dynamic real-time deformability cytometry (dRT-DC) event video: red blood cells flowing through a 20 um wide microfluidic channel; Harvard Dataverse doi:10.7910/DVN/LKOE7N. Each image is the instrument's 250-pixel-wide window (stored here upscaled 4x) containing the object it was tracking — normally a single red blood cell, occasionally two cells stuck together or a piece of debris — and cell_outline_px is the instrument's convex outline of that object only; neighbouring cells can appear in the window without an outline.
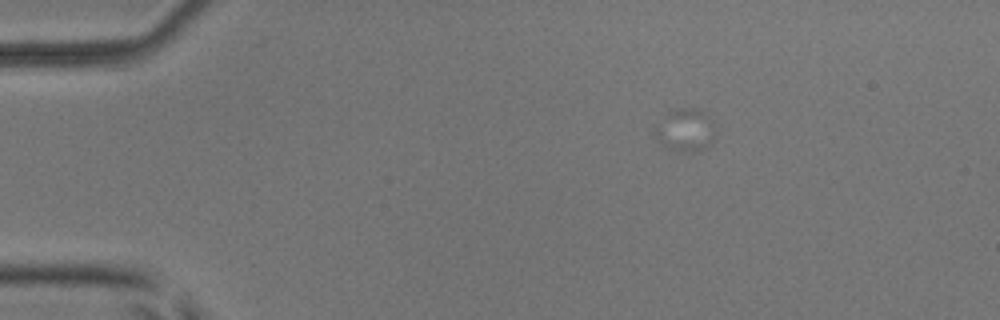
{"species": "common noctule bat (a hibernating species)", "species_latin": "Nyctalus noctula", "temperature_condition": "room temperature", "stored_images_in_passage": 5, "camera_frame_rate_fps": 3000, "um_per_image_px": 0.085, "animal": {"sex": "male", "body_mass_g": 17.9, "forearm_length_mm": 54.2}, "frame": {"image": 1, "passage_image": 1, "time_ms": 0.0, "image_size_px": [1000, 320], "cell_outline_px": [[716, 132], [712, 144], [708, 148], [696, 152], [676, 152], [660, 144], [656, 140], [652, 132], [668, 112], [676, 108], [700, 108], [716, 124]], "centroid_in_image_um": [58.3, 11.09], "position_along_channel_um": 26.7, "area_um2": 15.72}}
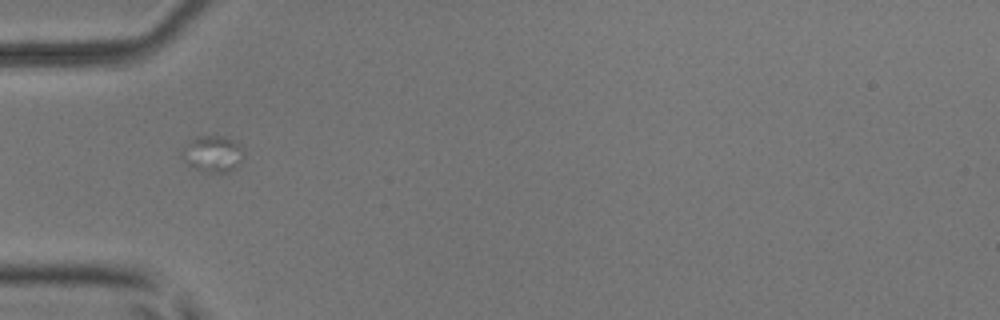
{"frame": {"image": 2, "passage_image": 3, "time_ms": 0.667, "image_size_px": [1000, 320], "cell_outline_px": [[244, 152], [240, 160], [228, 172], [208, 172], [196, 168], [188, 164], [180, 156], [180, 152], [192, 136], [228, 136], [236, 140], [244, 148]], "centroid_in_image_um": [18.06, 13.02], "position_along_channel_um": 66.9, "area_um2": 13.18}}
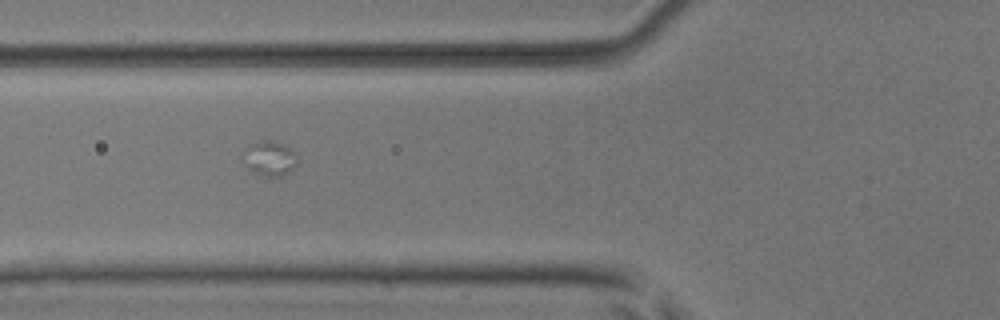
{"frame": {"image": 3, "passage_image": 4, "time_ms": 1.0, "image_size_px": [1000, 320], "cell_outline_px": [[296, 164], [288, 172], [280, 176], [268, 176], [256, 172], [248, 168], [244, 152], [248, 144], [256, 140], [264, 140], [284, 144], [296, 152]], "centroid_in_image_um": [22.94, 13.42], "position_along_channel_um": 102.9, "area_um2": 10.64}}